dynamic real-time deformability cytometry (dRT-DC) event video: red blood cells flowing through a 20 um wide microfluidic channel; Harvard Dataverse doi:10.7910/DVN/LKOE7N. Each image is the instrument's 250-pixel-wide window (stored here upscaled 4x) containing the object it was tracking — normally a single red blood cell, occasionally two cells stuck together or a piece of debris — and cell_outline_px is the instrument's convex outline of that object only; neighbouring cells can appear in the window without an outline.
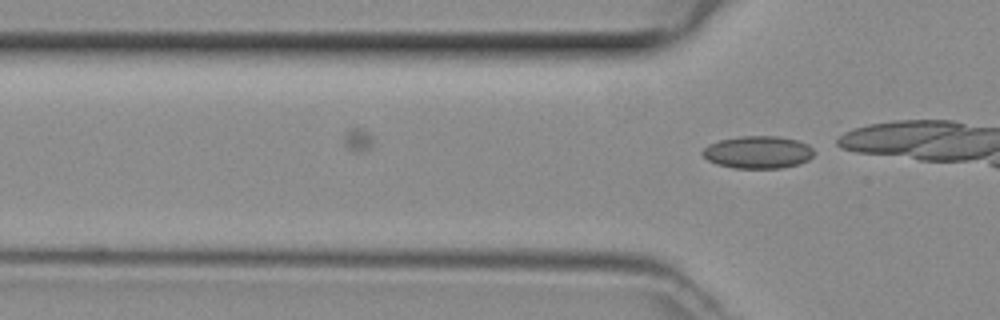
{"species": "common noctule bat (a hibernating species)", "species_latin": "Nyctalus noctula", "temperature_condition": "room temperature", "stored_images_in_passage": 9, "camera_frame_rate_fps": 3000, "um_per_image_px": 0.085, "animal": {"sex": "female", "body_mass_g": 29.2, "forearm_length_mm": 56.3}, "frame": {"image": 1, "passage_image": 9, "time_ms": 2.667, "image_size_px": [1000, 320], "cell_outline_px": [[816, 152], [808, 160], [800, 164], [780, 168], [732, 168], [716, 164], [708, 160], [700, 152], [708, 144], [720, 140], [740, 136], [776, 136], [796, 140], [808, 144]], "centroid_in_image_um": [64.42, 12.94], "position_along_channel_um": 61.4, "area_um2": 21.21}}